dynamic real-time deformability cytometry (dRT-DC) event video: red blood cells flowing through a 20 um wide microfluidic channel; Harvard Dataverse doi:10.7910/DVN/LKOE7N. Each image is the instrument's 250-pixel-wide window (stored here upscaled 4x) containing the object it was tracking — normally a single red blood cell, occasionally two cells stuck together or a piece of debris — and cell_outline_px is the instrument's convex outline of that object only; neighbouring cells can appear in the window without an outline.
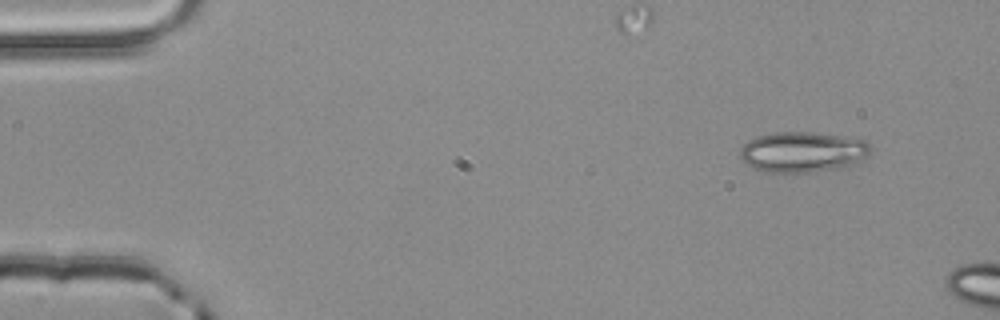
{"species": "common noctule bat (a hibernating species)", "species_latin": "Nyctalus noctula", "temperature_condition": "room temperature", "stored_images_in_passage": 3, "camera_frame_rate_fps": 3000, "um_per_image_px": 0.085, "animal": {"sex": "male", "body_mass_g": 20.4}, "frame": {"image": 1, "passage_image": 1, "time_ms": 0.0, "image_size_px": [1000, 320], "cell_outline_px": [[872, 152], [864, 160], [856, 164], [840, 168], [808, 172], [768, 172], [756, 168], [748, 164], [740, 156], [740, 148], [748, 140], [756, 136], [776, 132], [812, 132], [840, 136], [864, 140], [872, 148]], "centroid_in_image_um": [68.27, 12.91], "position_along_channel_um": 16.7, "area_um2": 30.81}}